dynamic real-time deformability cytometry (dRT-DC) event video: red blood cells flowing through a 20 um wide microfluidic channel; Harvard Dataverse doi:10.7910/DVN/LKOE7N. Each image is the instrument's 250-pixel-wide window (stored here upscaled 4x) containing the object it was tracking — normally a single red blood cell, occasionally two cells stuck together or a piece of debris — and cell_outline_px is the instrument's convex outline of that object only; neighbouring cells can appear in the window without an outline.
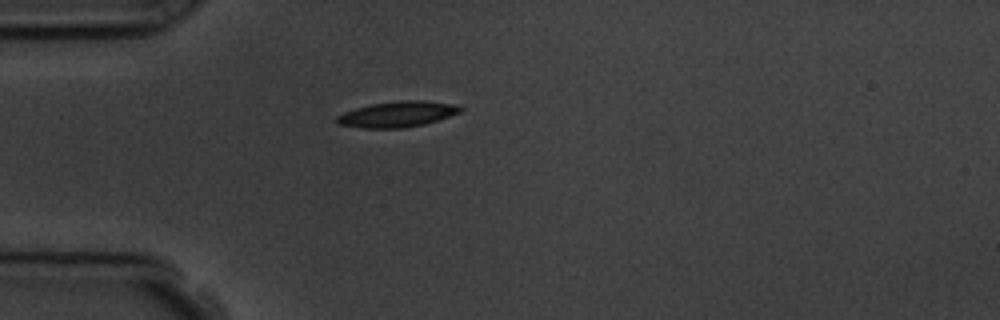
{"species": "common noctule bat (a hibernating species)", "species_latin": "Nyctalus noctula", "temperature_condition": "room temperature", "stored_images_in_passage": 2, "camera_frame_rate_fps": 3000, "um_per_image_px": 0.085, "animal": {"sex": "male", "body_mass_g": 19.5, "forearm_length_mm": 54.6}, "frame": {"image": 1, "passage_image": 1, "time_ms": 0.0, "image_size_px": [1000, 320], "cell_outline_px": [[464, 108], [460, 112], [424, 124], [404, 128], [360, 128], [336, 124], [336, 116], [344, 112], [356, 108], [372, 104], [400, 100], [424, 100], [460, 104]], "centroid_in_image_um": [33.79, 9.7], "position_along_channel_um": 51.2, "area_um2": 18.67}}